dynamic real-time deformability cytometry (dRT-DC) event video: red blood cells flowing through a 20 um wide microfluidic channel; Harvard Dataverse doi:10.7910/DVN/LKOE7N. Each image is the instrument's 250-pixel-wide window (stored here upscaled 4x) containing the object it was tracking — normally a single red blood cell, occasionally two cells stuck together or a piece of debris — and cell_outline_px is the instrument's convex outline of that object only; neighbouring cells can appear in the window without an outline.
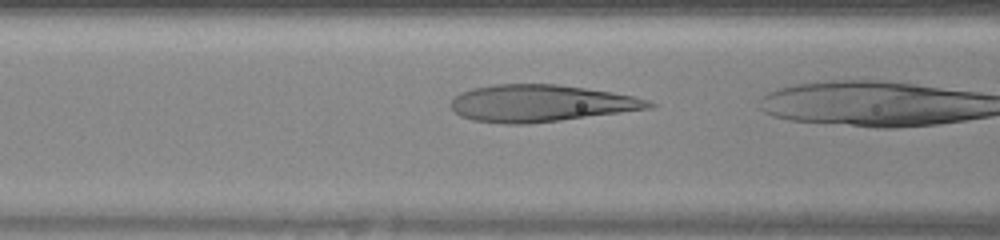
{"species": "human", "species_latin": "Homo sapiens", "temperature_condition": "warm", "stored_images_in_passage": 5, "camera_frame_rate_fps": 3000, "um_per_image_px": 0.085, "donor": {"sex": "female"}, "frame": {"image": 1, "passage_image": 3, "time_ms": 0.667, "image_size_px": [1000, 240], "cell_outline_px": [[656, 104], [652, 108], [560, 120], [528, 124], [508, 124], [472, 120], [460, 116], [448, 104], [460, 92], [472, 88], [496, 84], [556, 84], [612, 92], [636, 96], [648, 100]], "centroid_in_image_um": [45.94, 8.78], "position_along_channel_um": 120.7, "area_um2": 42.54}}